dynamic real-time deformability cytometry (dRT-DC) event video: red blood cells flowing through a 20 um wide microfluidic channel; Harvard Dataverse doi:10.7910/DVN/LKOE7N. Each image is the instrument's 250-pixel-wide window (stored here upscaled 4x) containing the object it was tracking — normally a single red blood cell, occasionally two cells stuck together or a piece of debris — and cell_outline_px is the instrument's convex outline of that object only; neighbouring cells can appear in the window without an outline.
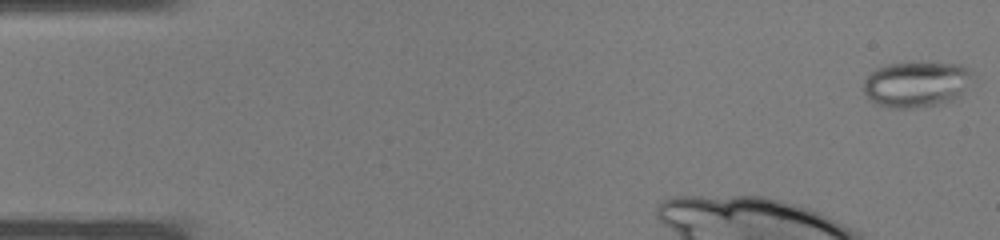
{"species": "common noctule bat (a hibernating species)", "species_latin": "Nyctalus noctula", "temperature_condition": "warm", "stored_images_in_passage": 9, "camera_frame_rate_fps": 3000, "um_per_image_px": 0.085, "animal": {"sex": "male", "body_mass_g": 19.0, "forearm_length_mm": 50.8}, "frame": {"image": 1, "passage_image": 1, "time_ms": 0.0, "image_size_px": [1000, 240], "cell_outline_px": [[972, 72], [960, 96], [952, 100], [936, 104], [912, 108], [896, 108], [880, 104], [872, 100], [864, 92], [864, 80], [876, 68], [888, 64], [908, 60], [912, 60], [960, 64], [968, 68]], "centroid_in_image_um": [77.88, 7.1], "position_along_channel_um": 7.1, "area_um2": 29.13}}